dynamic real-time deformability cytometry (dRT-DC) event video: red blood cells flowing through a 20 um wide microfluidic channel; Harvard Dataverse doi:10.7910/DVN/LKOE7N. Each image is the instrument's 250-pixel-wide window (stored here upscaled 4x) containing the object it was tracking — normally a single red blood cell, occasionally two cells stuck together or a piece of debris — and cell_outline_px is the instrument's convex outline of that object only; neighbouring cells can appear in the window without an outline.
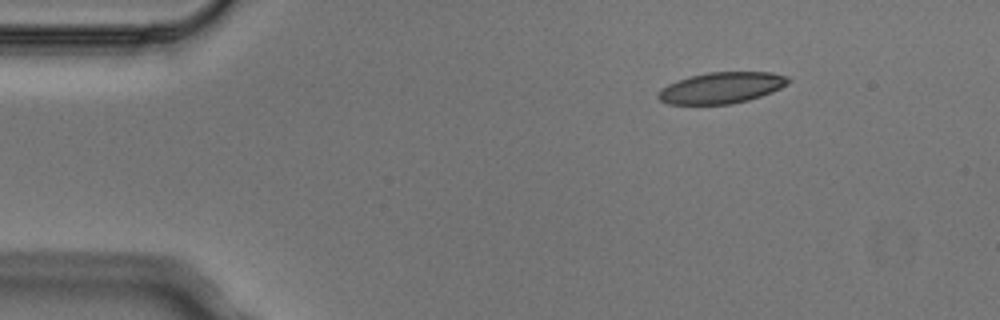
{"species": "Egyptian fruit bat (a non-hibernating species)", "species_latin": "Rousettus aegyptiacus", "temperature_condition": "cold", "stored_images_in_passage": 4, "segment_of_instrument_passage": [1, 2], "camera_frame_rate_fps": 3000, "um_per_image_px": 0.085, "animal": {"sex": "male"}, "frame": {"image": 1, "passage_image": 1, "time_ms": 0.0, "image_size_px": [1000, 320], "cell_outline_px": [[792, 80], [788, 84], [772, 92], [748, 100], [732, 104], [668, 104], [660, 100], [656, 96], [656, 92], [660, 88], [668, 84], [692, 76], [708, 72], [772, 72], [788, 76]], "centroid_in_image_um": [61.33, 7.46], "position_along_channel_um": 23.7, "area_um2": 23.7}}